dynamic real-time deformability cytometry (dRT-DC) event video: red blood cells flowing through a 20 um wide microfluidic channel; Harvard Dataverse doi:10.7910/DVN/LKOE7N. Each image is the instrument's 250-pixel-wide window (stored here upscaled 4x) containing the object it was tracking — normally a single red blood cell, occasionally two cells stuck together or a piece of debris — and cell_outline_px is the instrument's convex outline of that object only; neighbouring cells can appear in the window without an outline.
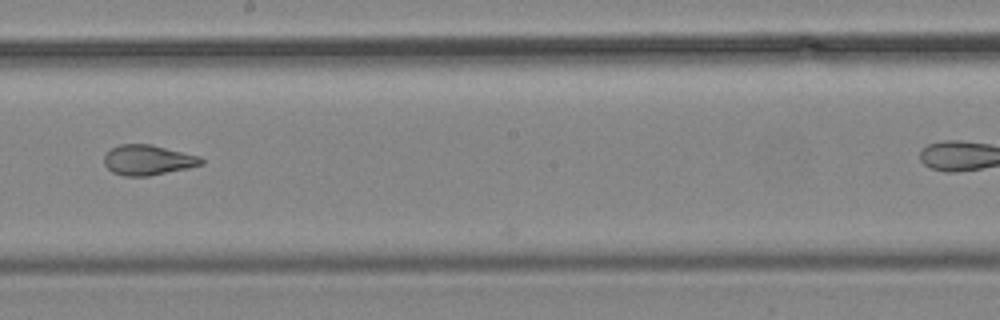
{"species": "common noctule bat (a hibernating species)", "species_latin": "Nyctalus noctula", "temperature_condition": "cold", "stored_images_in_passage": 17, "camera_frame_rate_fps": 3000, "um_per_image_px": 0.085, "animal": {"sex": "male", "body_mass_g": 19.2, "forearm_length_mm": 51.8}, "frame": {"image": 1, "passage_image": 12, "time_ms": 14.0, "image_size_px": [1000, 320], "cell_outline_px": [[204, 164], [188, 168], [148, 176], [124, 176], [112, 172], [104, 164], [104, 156], [112, 148], [120, 144], [152, 144], [200, 156], [204, 160]], "centroid_in_image_um": [12.59, 13.6], "position_along_channel_um": 235.6, "area_um2": 17.11}}
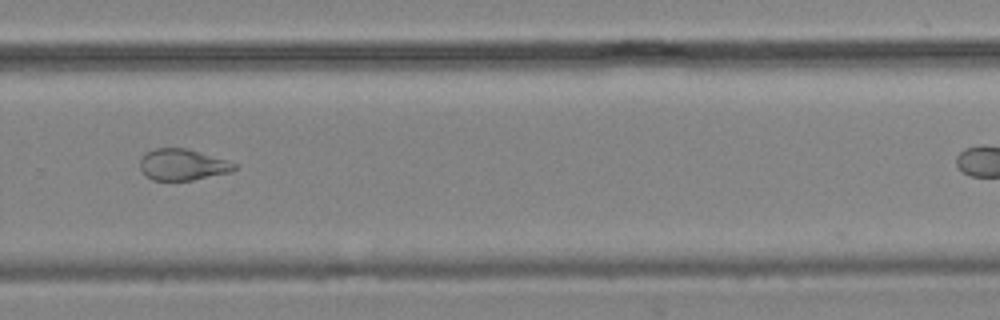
{"frame": {"image": 2, "passage_image": 14, "time_ms": 16.333, "image_size_px": [1000, 320], "cell_outline_px": [[236, 168], [232, 172], [192, 180], [152, 180], [144, 176], [140, 168], [140, 160], [148, 152], [156, 148], [184, 148], [224, 160], [236, 164]], "centroid_in_image_um": [15.48, 14.02], "position_along_channel_um": 314.3, "area_um2": 16.88}}
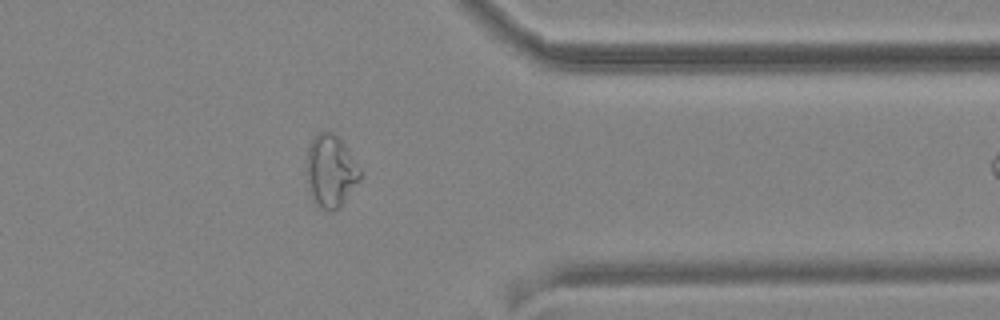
{"frame": {"image": 3, "passage_image": 16, "time_ms": 18.667, "image_size_px": [1000, 320], "cell_outline_px": [[360, 180], [344, 200], [332, 212], [324, 208], [312, 200], [308, 188], [304, 168], [304, 160], [308, 144], [320, 132], [332, 132], [344, 144], [360, 172]], "centroid_in_image_um": [28.02, 14.52], "position_along_channel_um": 383.4, "area_um2": 22.37}}